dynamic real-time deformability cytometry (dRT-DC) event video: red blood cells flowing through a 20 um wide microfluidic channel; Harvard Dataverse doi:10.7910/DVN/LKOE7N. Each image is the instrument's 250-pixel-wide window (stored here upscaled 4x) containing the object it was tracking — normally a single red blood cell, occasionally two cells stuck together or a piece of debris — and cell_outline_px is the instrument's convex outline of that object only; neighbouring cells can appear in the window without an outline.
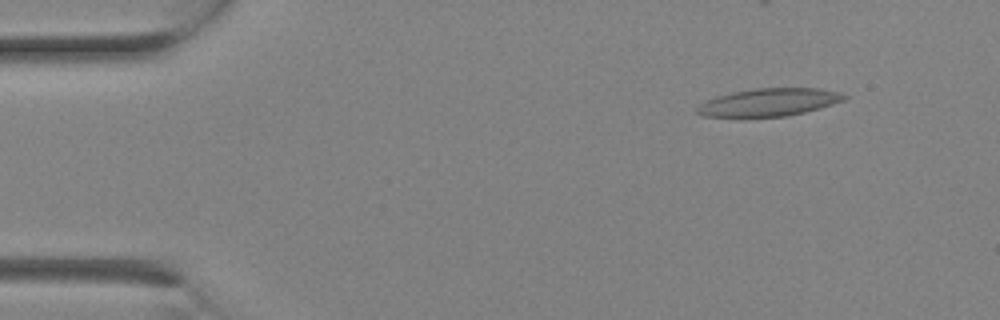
{"species": "Egyptian fruit bat (a non-hibernating species)", "species_latin": "Rousettus aegyptiacus", "temperature_condition": "room temperature", "stored_images_in_passage": 3, "camera_frame_rate_fps": 3000, "um_per_image_px": 0.085, "animal": {"sex": "female"}, "frame": {"image": 1, "passage_image": 1, "time_ms": 0.0, "image_size_px": [1000, 320], "cell_outline_px": [[848, 96], [844, 100], [820, 108], [788, 116], [700, 116], [696, 112], [696, 108], [700, 104], [716, 96], [732, 92], [756, 88], [820, 88], [840, 92]], "centroid_in_image_um": [65.38, 8.68], "position_along_channel_um": 19.6, "area_um2": 23.58}}